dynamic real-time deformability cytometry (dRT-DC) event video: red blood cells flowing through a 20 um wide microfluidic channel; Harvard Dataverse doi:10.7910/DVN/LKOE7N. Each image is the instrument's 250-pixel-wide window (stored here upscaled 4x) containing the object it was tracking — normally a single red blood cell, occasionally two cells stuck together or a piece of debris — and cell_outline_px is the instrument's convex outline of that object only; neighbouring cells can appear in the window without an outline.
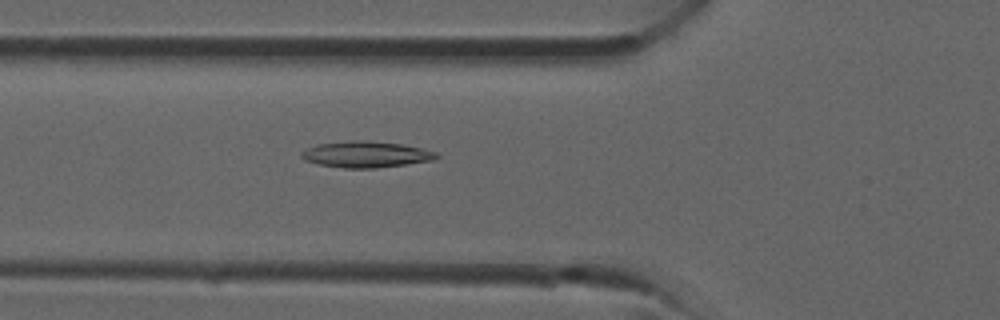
{"species": "common noctule bat (a hibernating species)", "species_latin": "Nyctalus noctula", "temperature_condition": "room temperature", "stored_images_in_passage": 32, "camera_frame_rate_fps": 3000, "um_per_image_px": 0.085, "animal": {"sex": "male", "forearm_length_mm": 52.5}, "frame": {"image": 1, "passage_image": 9, "time_ms": 2.667, "image_size_px": [1000, 320], "cell_outline_px": [[440, 156], [432, 160], [376, 168], [344, 168], [316, 164], [304, 160], [300, 156], [300, 152], [316, 144], [352, 140], [368, 140], [400, 144], [420, 148], [436, 152]], "centroid_in_image_um": [31.04, 13.12], "position_along_channel_um": 94.8, "area_um2": 20.58}}
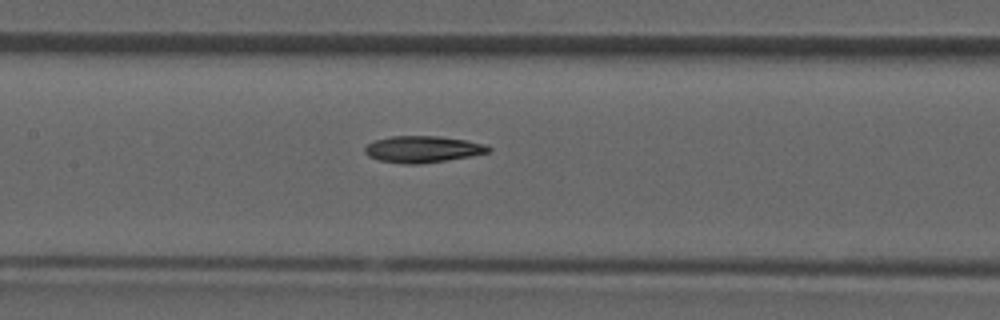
{"frame": {"image": 2, "passage_image": 13, "time_ms": 4.0, "image_size_px": [1000, 320], "cell_outline_px": [[492, 148], [488, 152], [468, 156], [420, 164], [404, 164], [380, 160], [368, 156], [364, 152], [364, 148], [368, 144], [376, 140], [392, 136], [440, 136], [468, 140], [484, 144]], "centroid_in_image_um": [35.91, 12.67], "position_along_channel_um": 171.5, "area_um2": 18.96}}
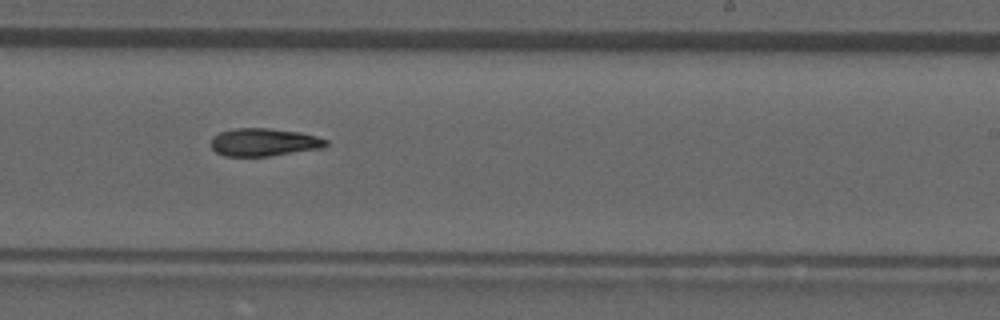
{"frame": {"image": 3, "passage_image": 18, "time_ms": 5.667, "image_size_px": [1000, 320], "cell_outline_px": [[328, 144], [324, 148], [268, 156], [224, 156], [216, 152], [212, 148], [212, 136], [220, 132], [232, 128], [268, 128], [300, 132], [316, 136], [328, 140]], "centroid_in_image_um": [22.44, 12.08], "position_along_channel_um": 266.6, "area_um2": 18.73}}